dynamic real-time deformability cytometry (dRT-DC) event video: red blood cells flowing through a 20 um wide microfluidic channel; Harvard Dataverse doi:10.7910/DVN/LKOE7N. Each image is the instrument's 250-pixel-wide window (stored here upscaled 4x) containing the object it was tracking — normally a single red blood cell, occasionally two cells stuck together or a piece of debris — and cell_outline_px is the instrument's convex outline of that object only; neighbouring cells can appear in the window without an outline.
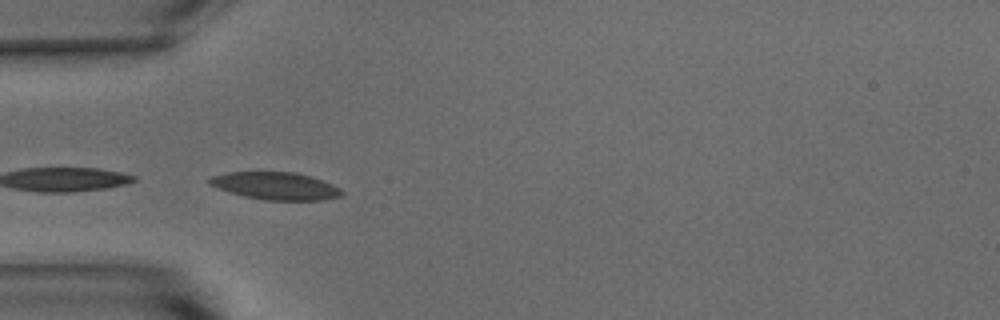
{"species": "common noctule bat (a hibernating species)", "species_latin": "Nyctalus noctula", "temperature_condition": "warm", "stored_images_in_passage": 22, "camera_frame_rate_fps": 3000, "um_per_image_px": 0.085, "animal": {"sex": "male", "body_mass_g": 15.6}, "frame": {"image": 1, "passage_image": 16, "time_ms": 5.0, "image_size_px": [1000, 320], "cell_outline_px": [[344, 192], [340, 196], [324, 200], [264, 200], [244, 196], [208, 184], [208, 180], [212, 176], [224, 172], [296, 172], [312, 176], [332, 184], [340, 188]], "centroid_in_image_um": [23.45, 15.79], "position_along_channel_um": 61.5, "area_um2": 21.15}}